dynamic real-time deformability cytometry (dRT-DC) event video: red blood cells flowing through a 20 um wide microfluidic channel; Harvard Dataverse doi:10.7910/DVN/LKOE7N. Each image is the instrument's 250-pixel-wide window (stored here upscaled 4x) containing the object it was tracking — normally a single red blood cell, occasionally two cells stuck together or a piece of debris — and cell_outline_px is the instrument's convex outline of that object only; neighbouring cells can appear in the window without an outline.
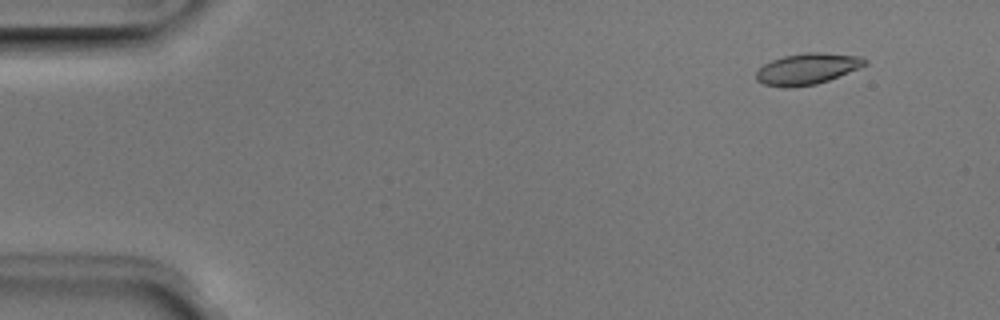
{"species": "Egyptian fruit bat (a non-hibernating species)", "species_latin": "Rousettus aegyptiacus", "temperature_condition": "room temperature", "stored_images_in_passage": 51, "camera_frame_rate_fps": 3000, "um_per_image_px": 0.085, "animal": {"sex": "male"}, "frame": {"image": 1, "passage_image": 4, "time_ms": 1.0, "image_size_px": [1000, 320], "cell_outline_px": [[868, 64], [860, 68], [828, 80], [816, 84], [788, 88], [784, 88], [764, 84], [756, 80], [756, 72], [764, 64], [772, 60], [784, 56], [808, 52], [820, 52], [860, 56], [868, 60]], "centroid_in_image_um": [68.63, 5.85], "position_along_channel_um": 16.4, "area_um2": 19.77}}
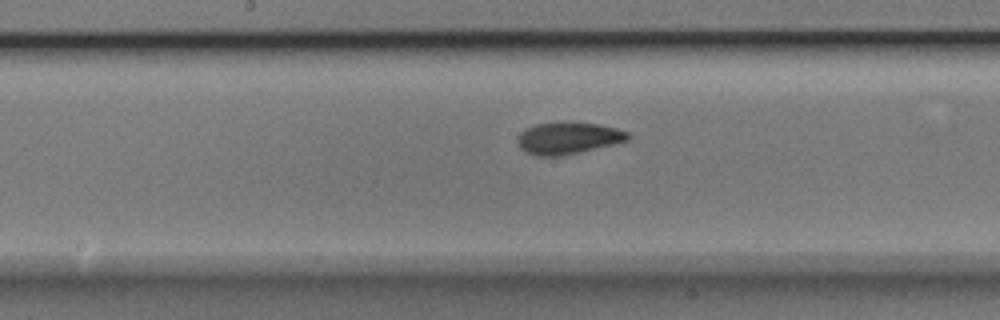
{"frame": {"image": 2, "passage_image": 26, "time_ms": 8.333, "image_size_px": [1000, 320], "cell_outline_px": [[632, 136], [628, 140], [580, 152], [560, 156], [536, 156], [524, 152], [516, 144], [516, 140], [520, 132], [536, 124], [596, 124], [616, 128], [628, 132]], "centroid_in_image_um": [48.25, 11.78], "position_along_channel_um": 199.9, "area_um2": 20.0}}
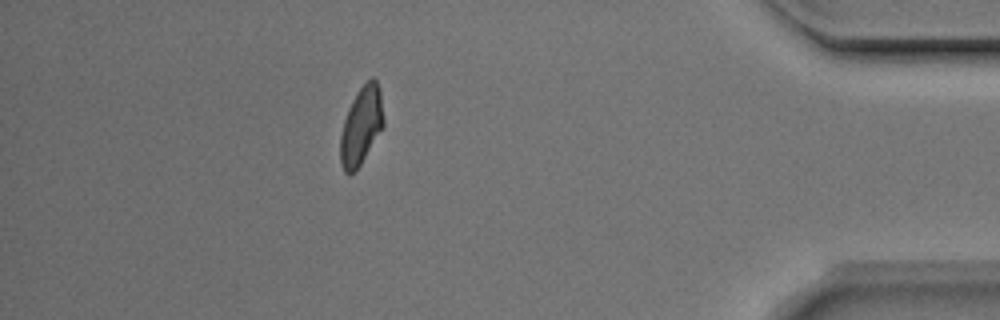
{"frame": {"image": 3, "passage_image": 45, "time_ms": 14.667, "image_size_px": [1000, 320], "cell_outline_px": [[384, 124], [360, 164], [352, 172], [344, 172], [340, 164], [340, 136], [344, 120], [348, 108], [356, 92], [372, 76], [376, 80], [380, 88], [384, 120]], "centroid_in_image_um": [30.7, 10.64], "position_along_channel_um": 404.5, "area_um2": 19.31}, "authors_computed_cell_mechanics": {"area_um2": 19.8832, "velocity_mm_per_s": 3.9393, "shape_relaxation_time_tau1_ms": 3.2904, "shape_relaxation_time_tau2_ms": 1.8528, "deformation_change_tau1": 0.1279, "deformation_change_tau2": 0.0708}}